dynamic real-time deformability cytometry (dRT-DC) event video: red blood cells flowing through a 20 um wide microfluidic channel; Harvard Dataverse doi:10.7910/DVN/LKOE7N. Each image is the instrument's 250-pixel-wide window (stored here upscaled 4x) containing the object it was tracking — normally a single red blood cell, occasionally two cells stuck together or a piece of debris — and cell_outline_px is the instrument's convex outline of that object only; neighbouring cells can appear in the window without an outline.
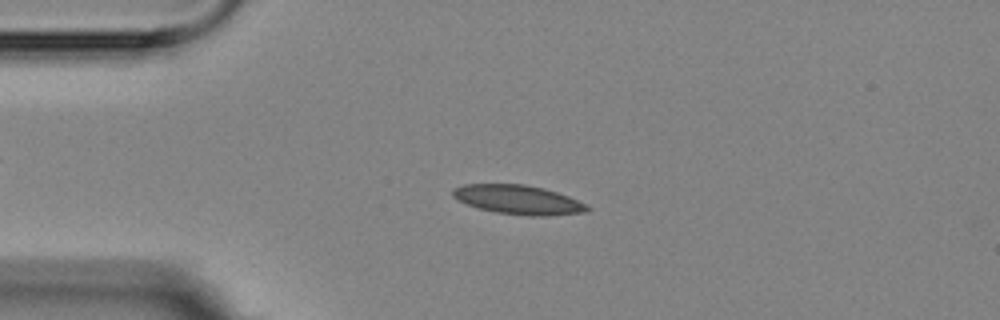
{"species": "Egyptian fruit bat (a non-hibernating species)", "species_latin": "Rousettus aegyptiacus", "temperature_condition": "room temperature", "stored_images_in_passage": 5, "camera_frame_rate_fps": 3000, "um_per_image_px": 0.085, "animal": {"sex": "female"}, "frame": {"image": 1, "passage_image": 3, "time_ms": 3.0, "image_size_px": [1000, 320], "cell_outline_px": [[592, 208], [588, 212], [548, 216], [528, 216], [496, 212], [480, 208], [468, 204], [452, 196], [452, 188], [464, 184], [524, 184], [544, 188], [568, 196], [588, 204]], "centroid_in_image_um": [44.11, 16.98], "position_along_channel_um": 40.9, "area_um2": 22.95}}
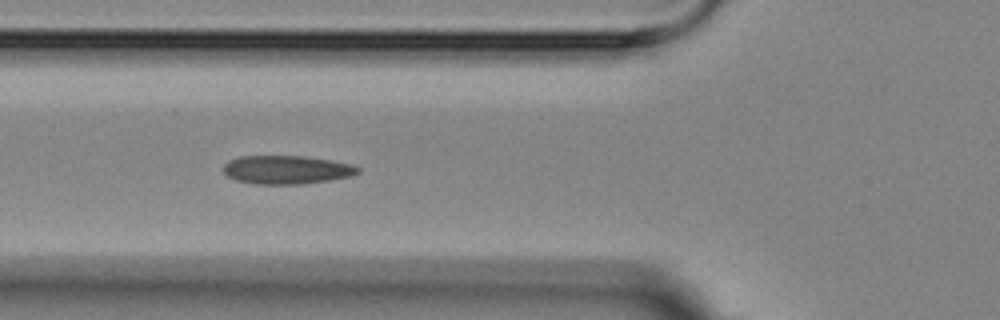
{"frame": {"image": 2, "passage_image": 5, "time_ms": 5.333, "image_size_px": [1000, 320], "cell_outline_px": [[360, 172], [348, 176], [328, 180], [300, 184], [256, 184], [236, 180], [228, 176], [224, 172], [224, 164], [228, 160], [240, 156], [304, 156], [352, 164], [360, 168]], "centroid_in_image_um": [24.33, 14.42], "position_along_channel_um": 101.5, "area_um2": 22.14}}